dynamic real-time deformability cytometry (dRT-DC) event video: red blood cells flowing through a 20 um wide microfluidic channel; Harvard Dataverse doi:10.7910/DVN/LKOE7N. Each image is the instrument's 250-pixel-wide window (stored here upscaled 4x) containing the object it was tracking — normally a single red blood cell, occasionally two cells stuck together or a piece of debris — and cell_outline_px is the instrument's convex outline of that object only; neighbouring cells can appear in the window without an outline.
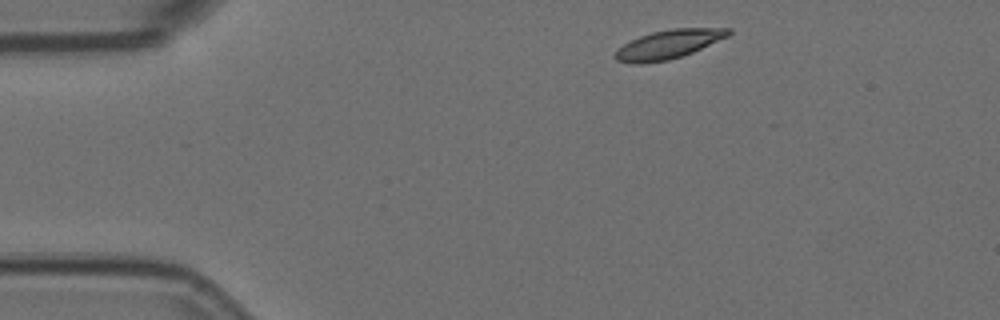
{"species": "Egyptian fruit bat (a non-hibernating species)", "species_latin": "Rousettus aegyptiacus", "temperature_condition": "room temperature", "stored_images_in_passage": 3, "camera_frame_rate_fps": 3000, "um_per_image_px": 0.085, "animal": {"sex": "female"}, "frame": {"image": 1, "passage_image": 1, "time_ms": 0.0, "image_size_px": [1000, 320], "cell_outline_px": [[732, 32], [728, 36], [692, 52], [668, 60], [644, 64], [632, 64], [616, 60], [612, 56], [624, 44], [640, 36], [652, 32], [672, 28], [732, 28]], "centroid_in_image_um": [56.81, 3.77], "position_along_channel_um": 28.2, "area_um2": 18.9}}